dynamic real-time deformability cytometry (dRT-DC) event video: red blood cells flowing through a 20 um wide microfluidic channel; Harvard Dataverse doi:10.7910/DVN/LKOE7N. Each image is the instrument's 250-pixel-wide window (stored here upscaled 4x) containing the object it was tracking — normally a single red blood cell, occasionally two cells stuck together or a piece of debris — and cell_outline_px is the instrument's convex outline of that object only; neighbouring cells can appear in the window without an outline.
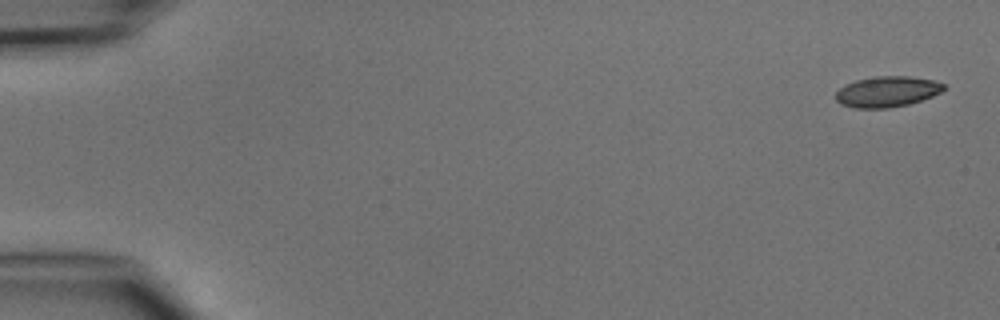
{"species": "common noctule bat (a hibernating species)", "species_latin": "Nyctalus noctula", "temperature_condition": "cold", "stored_images_in_passage": 7, "camera_frame_rate_fps": 3000, "um_per_image_px": 0.085, "animal": {"sex": "male", "body_mass_g": 15.6}, "frame": {"image": 1, "passage_image": 1, "time_ms": 0.0, "image_size_px": [1000, 320], "cell_outline_px": [[944, 88], [940, 92], [932, 96], [908, 104], [888, 108], [856, 108], [840, 104], [836, 100], [836, 92], [844, 84], [856, 80], [876, 76], [908, 76], [932, 80], [944, 84]], "centroid_in_image_um": [75.36, 7.79], "position_along_channel_um": 9.6, "area_um2": 19.19}}
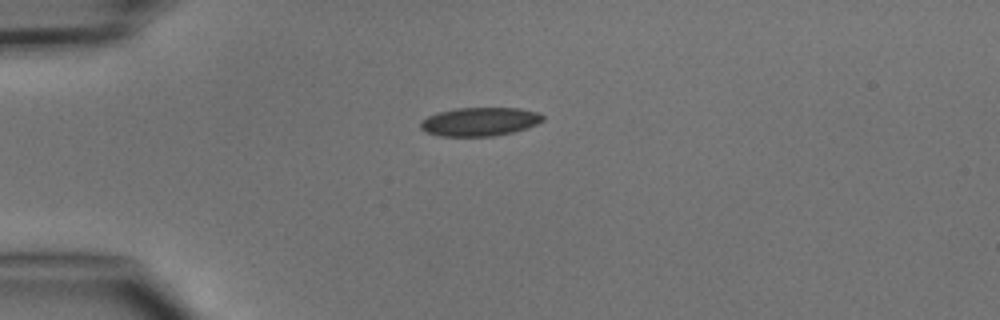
{"frame": {"image": 2, "passage_image": 4, "time_ms": 3.667, "image_size_px": [1000, 320], "cell_outline_px": [[544, 120], [536, 124], [512, 132], [492, 136], [440, 136], [428, 132], [420, 128], [420, 120], [428, 116], [440, 112], [456, 108], [520, 108], [540, 112], [544, 116]], "centroid_in_image_um": [40.79, 10.33], "position_along_channel_um": 44.2, "area_um2": 20.29}}